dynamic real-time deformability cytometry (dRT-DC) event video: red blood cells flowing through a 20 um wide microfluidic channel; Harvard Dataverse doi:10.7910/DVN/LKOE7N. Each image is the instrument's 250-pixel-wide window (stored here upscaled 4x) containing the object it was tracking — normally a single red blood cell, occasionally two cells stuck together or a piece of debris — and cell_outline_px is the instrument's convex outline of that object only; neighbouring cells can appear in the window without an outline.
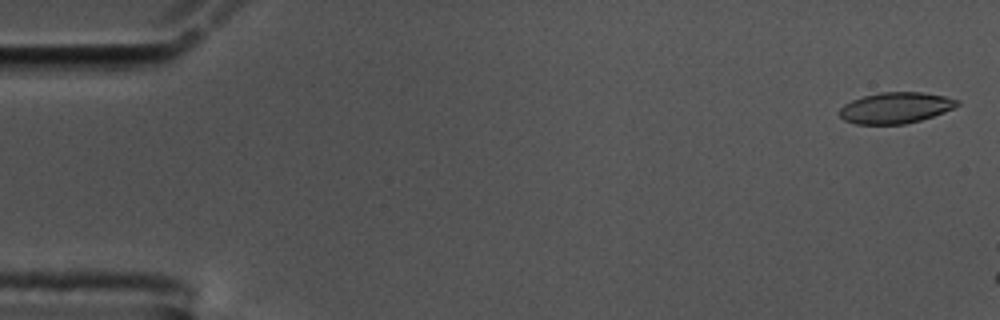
{"species": "common noctule bat (a hibernating species)", "species_latin": "Nyctalus noctula", "temperature_condition": "cold", "stored_images_in_passage": 9, "camera_frame_rate_fps": 3000, "um_per_image_px": 0.085, "animal": {"sex": "male", "body_mass_g": 17.5, "forearm_length_mm": 52.3}, "frame": {"image": 1, "passage_image": 2, "time_ms": 0.333, "image_size_px": [1000, 320], "cell_outline_px": [[960, 104], [944, 112], [920, 120], [904, 124], [856, 124], [844, 120], [840, 116], [840, 108], [844, 104], [852, 100], [864, 96], [880, 92], [924, 92], [944, 96], [960, 100]], "centroid_in_image_um": [76.13, 9.16], "position_along_channel_um": 8.9, "area_um2": 21.21}}